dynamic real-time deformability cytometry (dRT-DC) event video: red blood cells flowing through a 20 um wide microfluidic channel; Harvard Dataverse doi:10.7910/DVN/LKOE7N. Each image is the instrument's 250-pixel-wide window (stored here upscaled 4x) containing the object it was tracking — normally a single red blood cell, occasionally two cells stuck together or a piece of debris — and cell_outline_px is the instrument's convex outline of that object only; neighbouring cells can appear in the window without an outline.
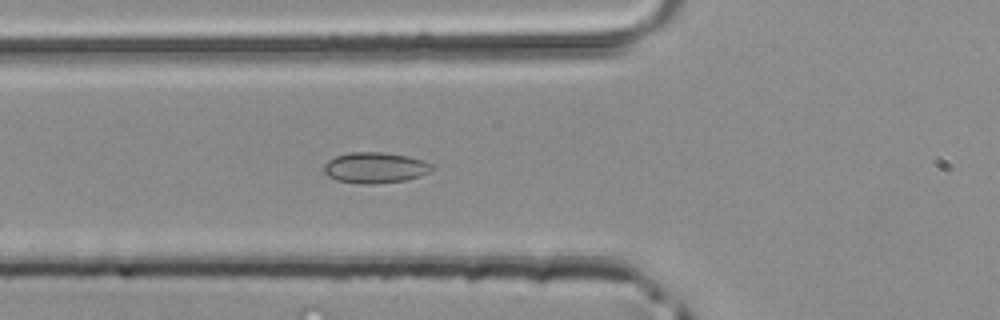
{"species": "common noctule bat (a hibernating species)", "species_latin": "Nyctalus noctula", "temperature_condition": "room temperature", "stored_images_in_passage": 33, "camera_frame_rate_fps": 3000, "um_per_image_px": 0.085, "animal": {"sex": "male", "body_mass_g": 20.4}, "frame": {"image": 1, "passage_image": 4, "time_ms": 1.0, "image_size_px": [1000, 320], "cell_outline_px": [[436, 168], [420, 176], [404, 180], [368, 184], [360, 184], [336, 180], [328, 176], [324, 172], [324, 164], [328, 160], [336, 156], [348, 152], [380, 152], [408, 156], [424, 160], [432, 164]], "centroid_in_image_um": [31.88, 14.25], "position_along_channel_um": 93.9, "area_um2": 19.42}}
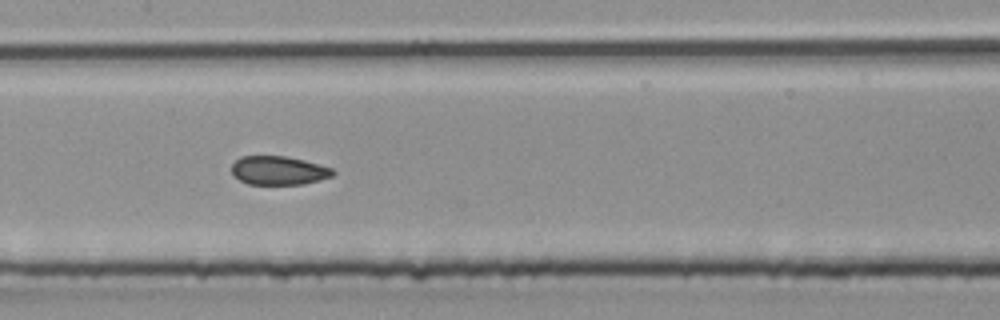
{"frame": {"image": 2, "passage_image": 10, "time_ms": 3.0, "image_size_px": [1000, 320], "cell_outline_px": [[336, 172], [332, 176], [304, 184], [248, 184], [240, 180], [232, 172], [232, 164], [240, 156], [284, 156], [304, 160], [320, 164], [332, 168]], "centroid_in_image_um": [23.7, 14.48], "position_along_channel_um": 183.7, "area_um2": 16.88}}
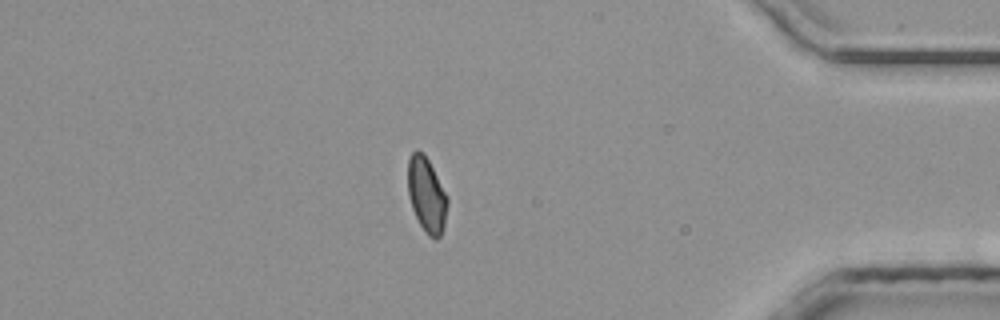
{"frame": {"image": 3, "passage_image": 27, "time_ms": 8.667, "image_size_px": [1000, 320], "cell_outline_px": [[448, 204], [444, 224], [440, 236], [436, 240], [428, 236], [420, 224], [412, 208], [408, 196], [408, 160], [412, 152], [416, 148], [424, 152], [448, 196]], "centroid_in_image_um": [36.26, 16.53], "position_along_channel_um": 398.9, "area_um2": 17.4}}